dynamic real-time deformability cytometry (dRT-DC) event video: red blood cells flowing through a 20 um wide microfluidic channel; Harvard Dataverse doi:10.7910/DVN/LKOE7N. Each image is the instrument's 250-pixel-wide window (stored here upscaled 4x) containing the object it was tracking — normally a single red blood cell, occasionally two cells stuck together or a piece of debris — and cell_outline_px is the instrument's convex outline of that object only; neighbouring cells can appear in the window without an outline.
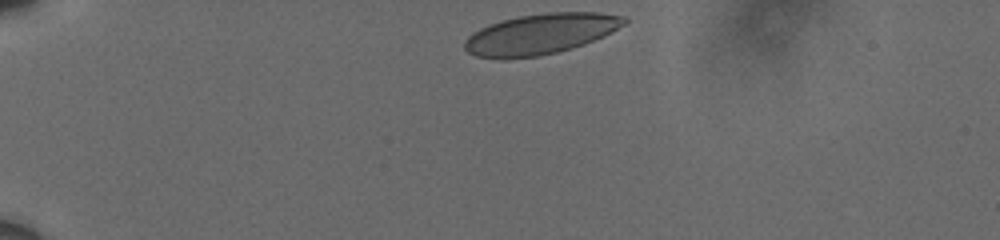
{"species": "human", "species_latin": "Homo sapiens", "temperature_condition": "cold", "stored_images_in_passage": 39, "camera_frame_rate_fps": 3000, "um_per_image_px": 0.085, "donor": {"sex": "male"}, "frame": {"image": 1, "passage_image": 1, "time_ms": 0.0, "image_size_px": [1000, 240], "cell_outline_px": [[628, 20], [624, 24], [604, 36], [584, 44], [572, 48], [540, 56], [500, 60], [476, 56], [468, 52], [464, 48], [464, 40], [472, 32], [488, 24], [500, 20], [520, 16], [548, 12], [600, 12], [624, 16]], "centroid_in_image_um": [45.9, 2.9], "position_along_channel_um": 39.1, "area_um2": 38.03}}
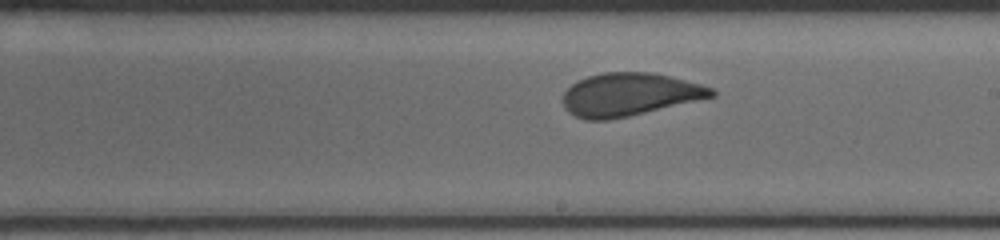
{"frame": {"image": 2, "passage_image": 23, "time_ms": 7.333, "image_size_px": [1000, 240], "cell_outline_px": [[716, 96], [628, 116], [608, 120], [584, 120], [568, 112], [564, 108], [564, 92], [576, 80], [588, 76], [604, 72], [652, 72], [716, 88]], "centroid_in_image_um": [53.49, 8.03], "position_along_channel_um": 235.5, "area_um2": 37.11}}
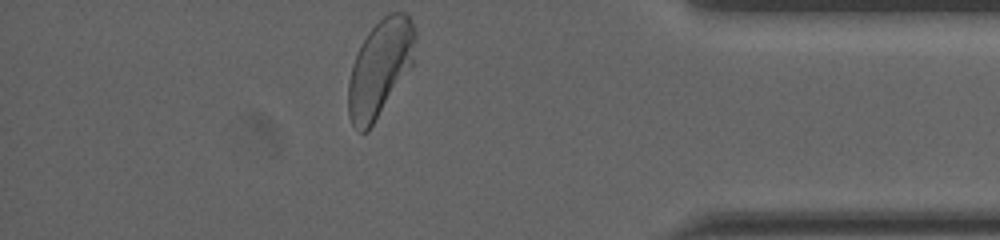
{"frame": {"image": 3, "passage_image": 39, "time_ms": 12.667, "image_size_px": [1000, 240], "cell_outline_px": [[416, 36], [412, 64], [368, 132], [360, 132], [352, 124], [348, 116], [348, 80], [352, 64], [368, 32], [388, 12], [404, 12], [412, 20], [416, 32]], "centroid_in_image_um": [32.29, 5.79], "position_along_channel_um": 402.9, "area_um2": 37.22}, "authors_computed_cell_mechanics": {"area_um2": 37.9168, "velocity_mm_per_s": 3.5794, "shape_relaxation_time_tau1_ms": 5.0215, "shape_relaxation_time_tau2_ms": null, "deformation_change_tau1": 0.1335, "deformation_change_tau2": null}}